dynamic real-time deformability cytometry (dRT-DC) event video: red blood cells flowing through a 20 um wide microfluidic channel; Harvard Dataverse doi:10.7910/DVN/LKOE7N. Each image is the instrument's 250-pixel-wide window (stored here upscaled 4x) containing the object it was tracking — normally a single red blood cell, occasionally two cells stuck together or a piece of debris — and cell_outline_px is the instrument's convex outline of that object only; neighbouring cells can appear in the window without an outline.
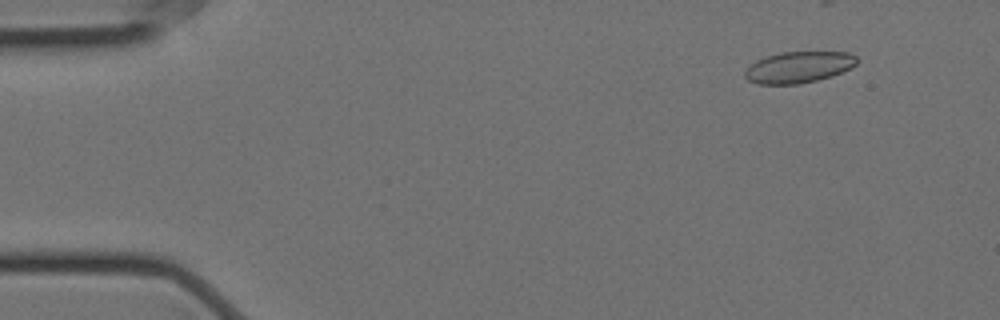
{"species": "Egyptian fruit bat (a non-hibernating species)", "species_latin": "Rousettus aegyptiacus", "temperature_condition": "cold", "stored_images_in_passage": 4, "camera_frame_rate_fps": 3000, "um_per_image_px": 0.085, "animal": {"sex": "female"}, "frame": {"image": 1, "passage_image": 2, "time_ms": 0.333, "image_size_px": [1000, 320], "cell_outline_px": [[856, 64], [852, 68], [832, 76], [816, 80], [796, 84], [760, 84], [748, 80], [744, 76], [744, 72], [756, 60], [768, 56], [784, 52], [848, 52], [856, 56]], "centroid_in_image_um": [67.9, 5.71], "position_along_channel_um": 17.1, "area_um2": 20.23}}